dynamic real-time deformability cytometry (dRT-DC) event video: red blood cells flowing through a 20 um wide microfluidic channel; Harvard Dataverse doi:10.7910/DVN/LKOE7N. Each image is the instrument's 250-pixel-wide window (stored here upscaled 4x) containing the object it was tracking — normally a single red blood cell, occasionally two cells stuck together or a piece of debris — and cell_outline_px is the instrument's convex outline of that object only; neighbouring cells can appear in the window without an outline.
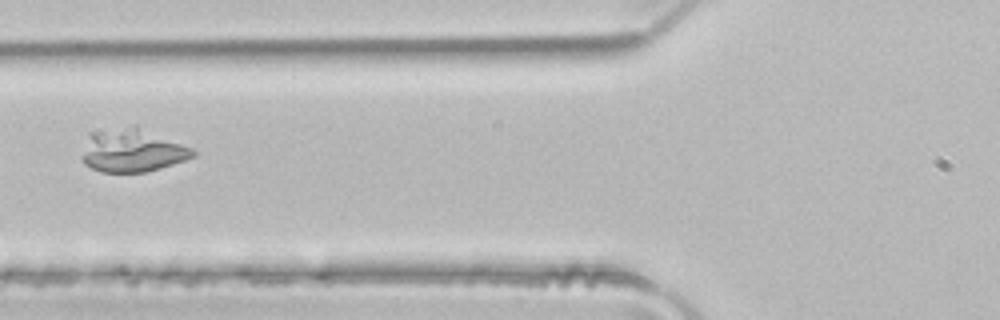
{"species": "common noctule bat (a hibernating species)", "species_latin": "Nyctalus noctula", "temperature_condition": "room temperature", "stored_images_in_passage": 4, "camera_frame_rate_fps": 3000, "um_per_image_px": 0.085, "animal": {"sex": "male", "body_mass_g": 21.5, "forearm_length_mm": 52.0}, "frame": {"image": 1, "passage_image": 4, "time_ms": 1.0, "image_size_px": [1000, 320], "cell_outline_px": [[196, 156], [160, 168], [144, 172], [100, 172], [84, 164], [80, 156], [88, 132], [132, 124], [136, 124], [192, 148], [196, 152]], "centroid_in_image_um": [11.19, 12.75], "position_along_channel_um": 114.6, "area_um2": 28.55}}